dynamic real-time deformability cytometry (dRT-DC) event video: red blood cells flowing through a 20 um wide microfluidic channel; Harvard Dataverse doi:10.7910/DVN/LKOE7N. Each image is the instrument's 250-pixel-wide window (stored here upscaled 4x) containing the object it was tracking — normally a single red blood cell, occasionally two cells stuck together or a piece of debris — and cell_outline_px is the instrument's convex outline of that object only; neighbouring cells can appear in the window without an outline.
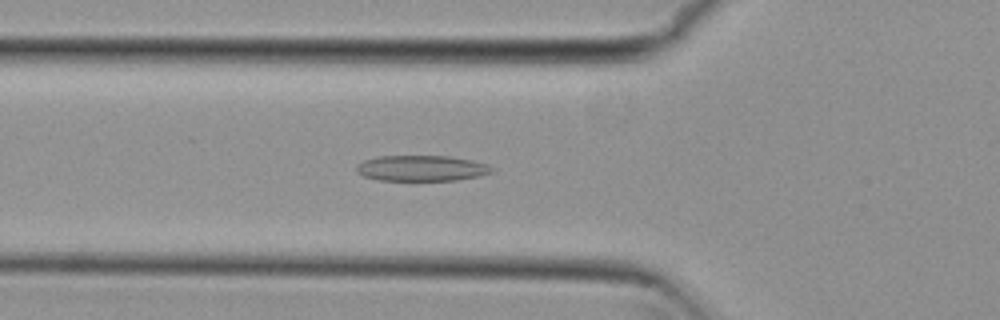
{"species": "common noctule bat (a hibernating species)", "species_latin": "Nyctalus noctula", "temperature_condition": "cold", "stored_images_in_passage": 37, "camera_frame_rate_fps": 3000, "um_per_image_px": 0.085, "animal": {"sex": "female", "body_mass_g": 29.2, "forearm_length_mm": 56.3}, "frame": {"image": 1, "passage_image": 2, "time_ms": 0.333, "image_size_px": [1000, 320], "cell_outline_px": [[496, 172], [480, 176], [456, 180], [376, 180], [364, 176], [356, 172], [356, 164], [364, 160], [380, 156], [448, 156], [472, 160], [488, 164], [496, 168]], "centroid_in_image_um": [35.88, 14.3], "position_along_channel_um": 89.9, "area_um2": 20.52}}
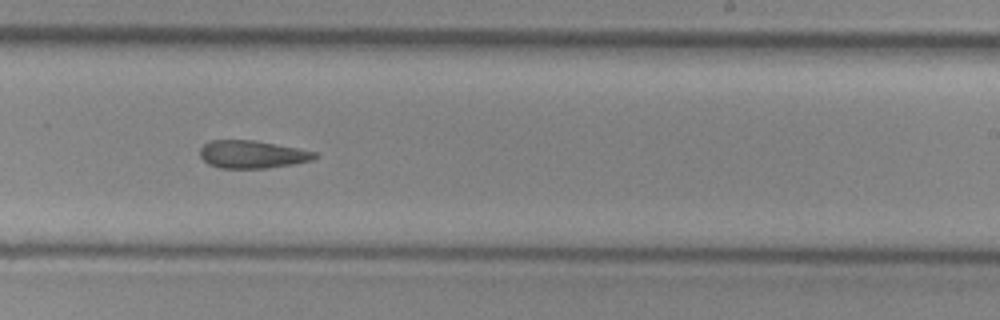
{"frame": {"image": 2, "passage_image": 16, "time_ms": 5.0, "image_size_px": [1000, 320], "cell_outline_px": [[320, 156], [312, 160], [292, 164], [268, 168], [220, 168], [208, 164], [200, 156], [200, 148], [204, 144], [212, 140], [256, 140], [316, 152]], "centroid_in_image_um": [21.44, 13.12], "position_along_channel_um": 267.6, "area_um2": 18.55}}
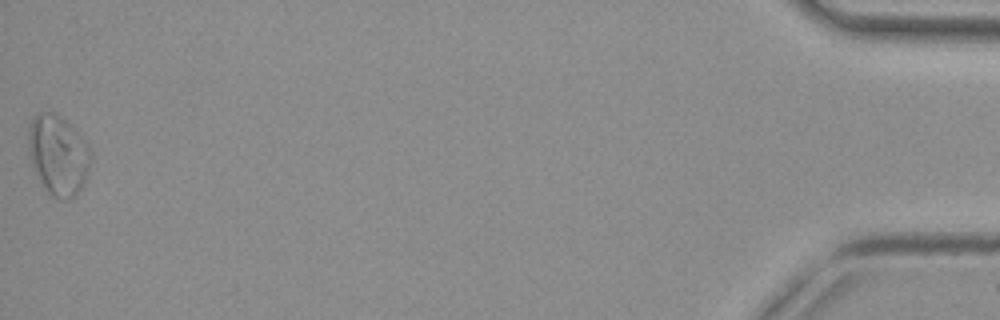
{"frame": {"image": 3, "passage_image": 37, "time_ms": 12.0, "image_size_px": [1000, 320], "cell_outline_px": [[92, 160], [84, 184], [76, 196], [68, 200], [56, 200], [44, 188], [28, 156], [28, 132], [32, 120], [36, 112], [52, 112], [60, 116], [80, 136], [92, 152]], "centroid_in_image_um": [4.94, 13.22], "position_along_channel_um": 430.3, "area_um2": 29.19}}